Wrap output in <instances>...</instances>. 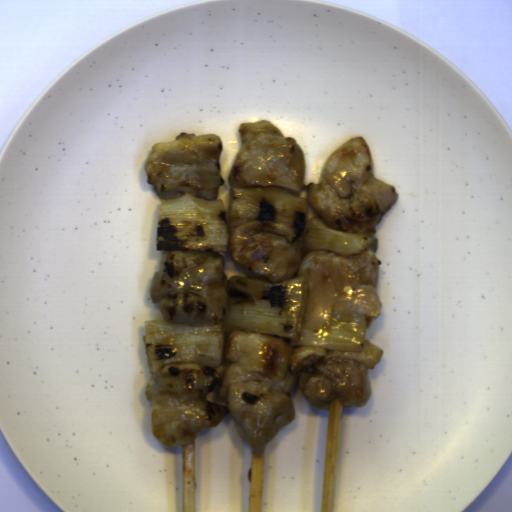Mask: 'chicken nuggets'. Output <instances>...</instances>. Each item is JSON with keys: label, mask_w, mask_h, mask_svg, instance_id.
<instances>
[{"label": "chicken nuggets", "mask_w": 512, "mask_h": 512, "mask_svg": "<svg viewBox=\"0 0 512 512\" xmlns=\"http://www.w3.org/2000/svg\"><path fill=\"white\" fill-rule=\"evenodd\" d=\"M298 347L291 338L234 329L217 366L168 361L151 372L145 399L151 401L156 440L169 450L185 445L230 414L234 430L257 456L294 421L296 382L319 411H329L336 398L344 409L365 407L372 395L368 366L311 353L292 369Z\"/></svg>", "instance_id": "obj_1"}, {"label": "chicken nuggets", "mask_w": 512, "mask_h": 512, "mask_svg": "<svg viewBox=\"0 0 512 512\" xmlns=\"http://www.w3.org/2000/svg\"><path fill=\"white\" fill-rule=\"evenodd\" d=\"M241 144L227 177L231 187H277L297 197L303 190L314 213L329 226L376 237V227L397 203V187L375 176L364 136L331 151L318 183L305 184L306 155L295 137L268 119L242 121Z\"/></svg>", "instance_id": "obj_2"}, {"label": "chicken nuggets", "mask_w": 512, "mask_h": 512, "mask_svg": "<svg viewBox=\"0 0 512 512\" xmlns=\"http://www.w3.org/2000/svg\"><path fill=\"white\" fill-rule=\"evenodd\" d=\"M231 260L272 283L306 278L304 324L319 329L332 317L362 320L383 310L375 286L381 264L367 250L345 258L330 249L303 251L290 228L254 220L228 228Z\"/></svg>", "instance_id": "obj_3"}, {"label": "chicken nuggets", "mask_w": 512, "mask_h": 512, "mask_svg": "<svg viewBox=\"0 0 512 512\" xmlns=\"http://www.w3.org/2000/svg\"><path fill=\"white\" fill-rule=\"evenodd\" d=\"M167 322L208 327L226 317L225 256L211 250H166L149 287Z\"/></svg>", "instance_id": "obj_4"}, {"label": "chicken nuggets", "mask_w": 512, "mask_h": 512, "mask_svg": "<svg viewBox=\"0 0 512 512\" xmlns=\"http://www.w3.org/2000/svg\"><path fill=\"white\" fill-rule=\"evenodd\" d=\"M219 135L180 132L171 142L152 145L144 162L146 183L153 185L158 199H174L192 192L202 199H217L224 186Z\"/></svg>", "instance_id": "obj_5"}]
</instances>
